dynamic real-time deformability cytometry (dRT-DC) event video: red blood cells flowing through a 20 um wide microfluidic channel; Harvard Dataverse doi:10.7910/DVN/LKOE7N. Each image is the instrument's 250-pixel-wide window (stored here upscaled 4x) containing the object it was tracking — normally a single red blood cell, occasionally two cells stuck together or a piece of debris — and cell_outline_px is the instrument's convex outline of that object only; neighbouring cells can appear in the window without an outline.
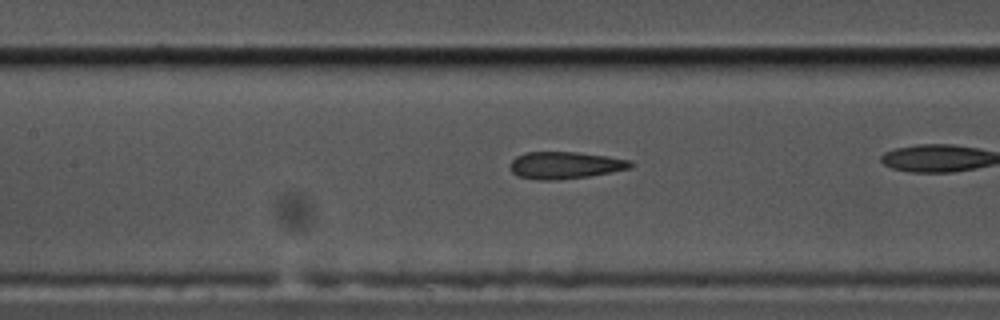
{"species": "common noctule bat (a hibernating species)", "species_latin": "Nyctalus noctula", "temperature_condition": "cold", "stored_images_in_passage": 30, "camera_frame_rate_fps": 3000, "um_per_image_px": 0.085, "animal": {"sex": "male", "body_mass_g": 17.5, "forearm_length_mm": 52.3}, "frame": {"image": 1, "passage_image": 18, "time_ms": 5.667, "image_size_px": [1000, 320], "cell_outline_px": [[632, 168], [612, 172], [588, 176], [552, 180], [536, 180], [516, 176], [512, 172], [512, 160], [516, 156], [524, 152], [576, 152], [608, 156], [632, 160]], "centroid_in_image_um": [48.05, 14.04], "position_along_channel_um": 159.4, "area_um2": 19.02}}